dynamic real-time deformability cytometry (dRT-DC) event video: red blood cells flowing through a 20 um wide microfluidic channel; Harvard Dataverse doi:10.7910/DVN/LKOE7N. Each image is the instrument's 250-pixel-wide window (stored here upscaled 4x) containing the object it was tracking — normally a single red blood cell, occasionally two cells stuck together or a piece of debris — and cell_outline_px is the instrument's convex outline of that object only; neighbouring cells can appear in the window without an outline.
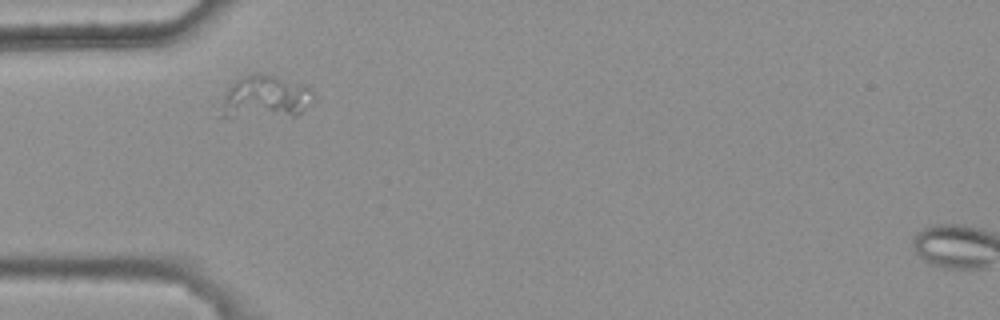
{"species": "common noctule bat (a hibernating species)", "species_latin": "Nyctalus noctula", "temperature_condition": "warm", "stored_images_in_passage": 2, "camera_frame_rate_fps": 3000, "um_per_image_px": 0.085, "animal": {"sex": "female", "body_mass_g": 25.1}, "frame": {"image": 1, "passage_image": 1, "time_ms": 0.0, "image_size_px": [1000, 320], "cell_outline_px": [[312, 92], [304, 108], [296, 116], [220, 116], [224, 100], [228, 88], [236, 80], [252, 72], [260, 72], [304, 84], [312, 88]], "centroid_in_image_um": [22.54, 8.22], "position_along_channel_um": 62.5, "area_um2": 22.54}}
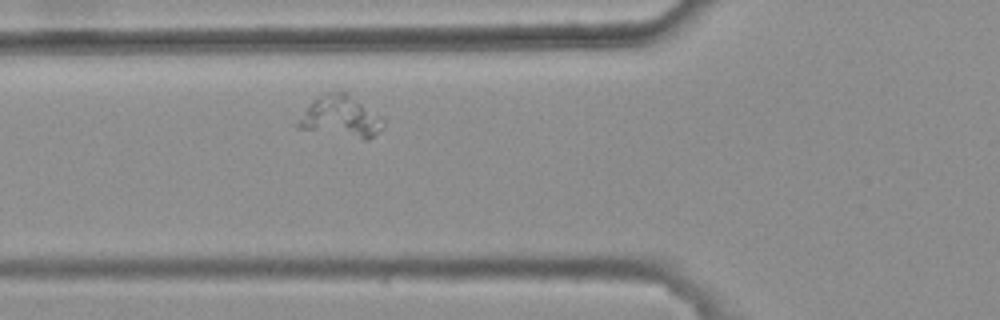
{"frame": {"image": 2, "passage_image": 2, "time_ms": 0.333, "image_size_px": [1000, 320], "cell_outline_px": [[384, 124], [368, 140], [364, 140], [296, 128], [292, 124], [312, 100], [328, 92], [340, 88], [380, 116], [384, 120]], "centroid_in_image_um": [28.86, 9.91], "position_along_channel_um": 96.9, "area_um2": 20.81}}